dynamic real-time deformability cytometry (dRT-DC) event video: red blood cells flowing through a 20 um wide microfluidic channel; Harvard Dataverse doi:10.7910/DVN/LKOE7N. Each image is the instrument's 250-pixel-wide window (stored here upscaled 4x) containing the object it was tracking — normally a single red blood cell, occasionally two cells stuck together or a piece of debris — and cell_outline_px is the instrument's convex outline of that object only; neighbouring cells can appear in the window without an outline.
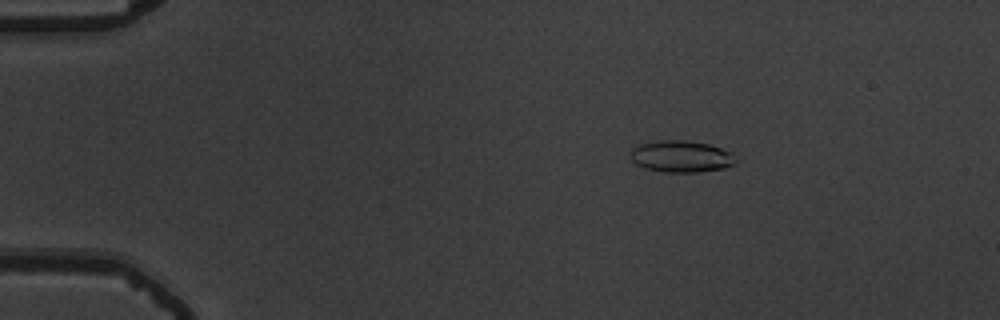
{"species": "common noctule bat (a hibernating species)", "species_latin": "Nyctalus noctula", "temperature_condition": "warm", "stored_images_in_passage": 49, "camera_frame_rate_fps": 3000, "um_per_image_px": 0.085, "animal": {"sex": "male", "body_mass_g": 19.5, "forearm_length_mm": 54.6}, "frame": {"image": 1, "passage_image": 3, "time_ms": 0.667, "image_size_px": [1000, 320], "cell_outline_px": [[736, 164], [724, 168], [700, 172], [664, 172], [644, 168], [636, 164], [632, 160], [632, 148], [640, 144], [660, 140], [684, 140], [708, 144], [720, 148], [728, 152], [736, 160]], "centroid_in_image_um": [57.89, 13.31], "position_along_channel_um": 27.1, "area_um2": 19.25}}
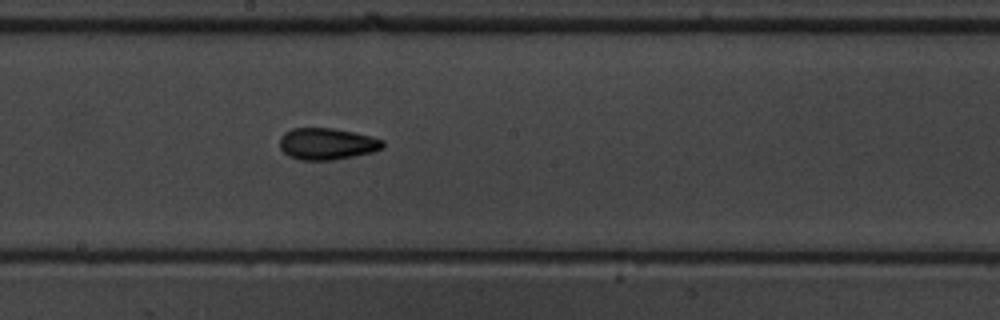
{"frame": {"image": 2, "passage_image": 25, "time_ms": 8.0, "image_size_px": [1000, 320], "cell_outline_px": [[384, 148], [372, 152], [332, 160], [300, 160], [288, 156], [280, 148], [280, 136], [284, 132], [292, 128], [332, 128], [372, 136], [384, 140]], "centroid_in_image_um": [27.78, 12.22], "position_along_channel_um": 220.4, "area_um2": 19.07}}
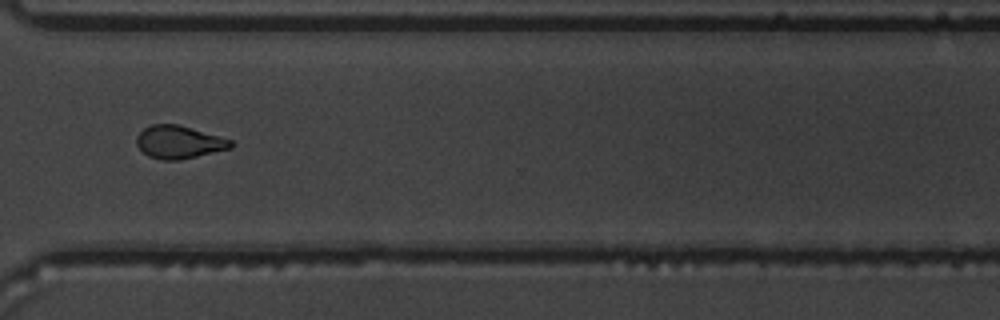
{"frame": {"image": 3, "passage_image": 36, "time_ms": 11.667, "image_size_px": [1000, 320], "cell_outline_px": [[232, 148], [180, 160], [160, 160], [148, 156], [136, 144], [136, 136], [144, 128], [152, 124], [176, 124], [232, 140]], "centroid_in_image_um": [15.18, 12.09], "position_along_channel_um": 355.4, "area_um2": 17.86}, "authors_computed_cell_mechanics": {"area_um2": 18.3226, "velocity_mm_per_s": 3.6882, "shape_relaxation_time_tau1_ms": 7.8679, "shape_relaxation_time_tau2_ms": 2.3758, "deformation_change_tau1": 0.1637, "deformation_change_tau2": 0.0947}}